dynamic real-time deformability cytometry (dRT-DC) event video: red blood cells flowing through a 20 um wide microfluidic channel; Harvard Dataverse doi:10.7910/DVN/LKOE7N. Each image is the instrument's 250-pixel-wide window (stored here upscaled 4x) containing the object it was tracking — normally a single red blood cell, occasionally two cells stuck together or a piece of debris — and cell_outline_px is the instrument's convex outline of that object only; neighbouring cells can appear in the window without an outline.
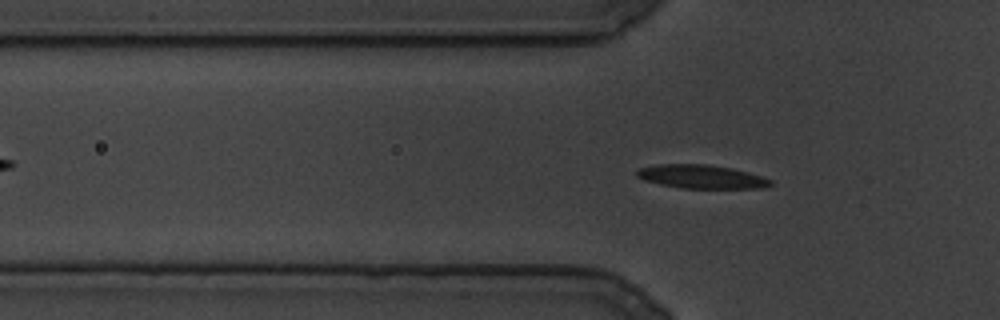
{"species": "common noctule bat (a hibernating species)", "species_latin": "Nyctalus noctula", "temperature_condition": "cold", "stored_images_in_passage": 105, "camera_frame_rate_fps": 3000, "um_per_image_px": 0.085, "animal": {"sex": "male", "body_mass_g": 19.5, "forearm_length_mm": 54.6}, "frame": {"image": 1, "passage_image": 25, "time_ms": 8.0, "image_size_px": [1000, 320], "cell_outline_px": [[772, 184], [764, 188], [680, 188], [660, 184], [644, 180], [636, 176], [636, 172], [640, 168], [656, 164], [708, 164], [732, 168], [748, 172], [772, 180]], "centroid_in_image_um": [59.61, 15.01], "position_along_channel_um": 66.2, "area_um2": 18.38}}
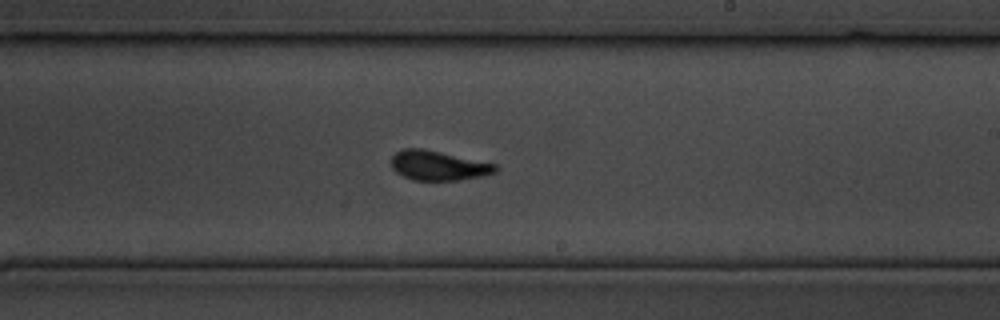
{"frame": {"image": 2, "passage_image": 58, "time_ms": 19.0, "image_size_px": [1000, 320], "cell_outline_px": [[500, 168], [496, 172], [480, 176], [460, 180], [412, 180], [396, 172], [392, 168], [392, 156], [396, 152], [404, 148], [424, 148], [496, 164]], "centroid_in_image_um": [37.26, 14.06], "position_along_channel_um": 251.7, "area_um2": 17.98}}
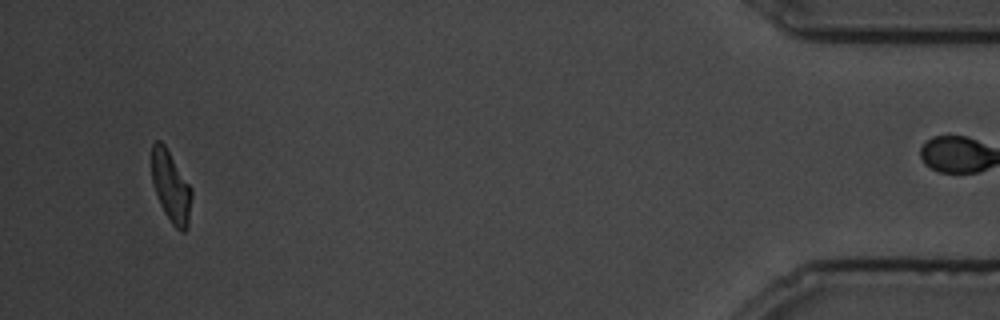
{"frame": {"image": 3, "passage_image": 100, "time_ms": 33.0, "image_size_px": [1000, 320], "cell_outline_px": [[192, 196], [188, 228], [184, 232], [180, 232], [172, 224], [164, 212], [160, 204], [152, 184], [152, 144], [156, 140], [160, 140], [164, 144], [192, 188]], "centroid_in_image_um": [14.54, 15.9], "position_along_channel_um": 420.7, "area_um2": 16.65}}